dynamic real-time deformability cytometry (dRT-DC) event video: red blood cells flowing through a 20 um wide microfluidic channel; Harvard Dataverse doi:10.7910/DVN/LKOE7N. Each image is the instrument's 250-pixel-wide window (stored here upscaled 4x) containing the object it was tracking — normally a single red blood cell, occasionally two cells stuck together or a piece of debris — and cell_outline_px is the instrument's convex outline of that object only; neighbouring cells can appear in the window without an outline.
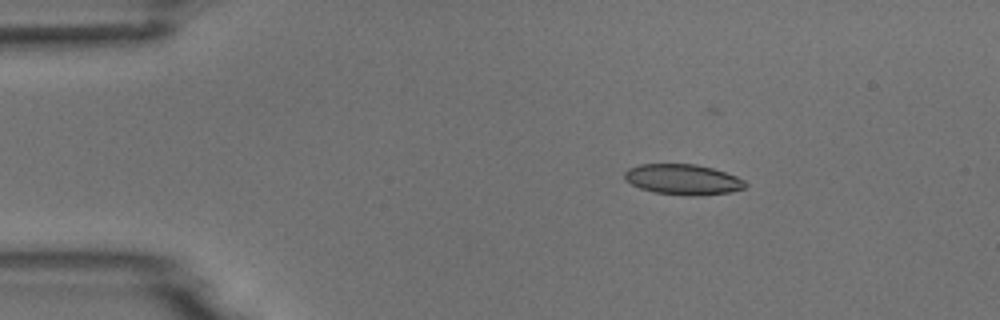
{"species": "common noctule bat (a hibernating species)", "species_latin": "Nyctalus noctula", "temperature_condition": "room temperature", "stored_images_in_passage": 3, "camera_frame_rate_fps": 3000, "um_per_image_px": 0.085, "animal": {"sex": "male", "body_mass_g": 18.8}, "frame": {"image": 1, "passage_image": 1, "time_ms": 0.0, "image_size_px": [1000, 320], "cell_outline_px": [[748, 184], [744, 188], [732, 192], [692, 196], [684, 196], [656, 192], [640, 188], [624, 180], [624, 172], [628, 168], [640, 164], [696, 164], [712, 168], [736, 176], [744, 180]], "centroid_in_image_um": [58.04, 15.25], "position_along_channel_um": 27.0, "area_um2": 21.5}}
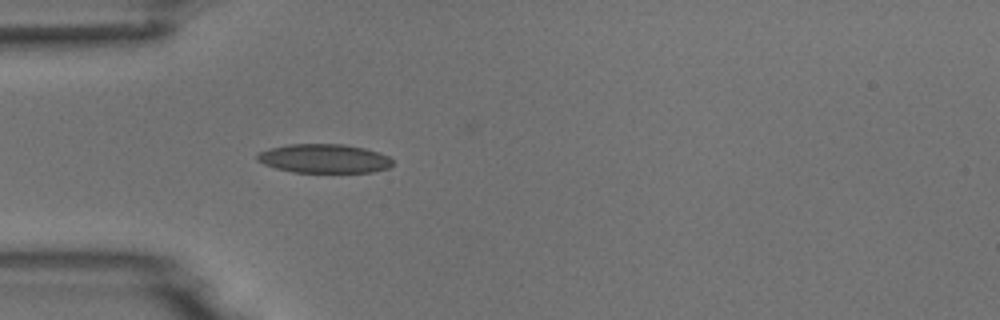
{"frame": {"image": 2, "passage_image": 3, "time_ms": 2.333, "image_size_px": [1000, 320], "cell_outline_px": [[392, 164], [388, 168], [372, 172], [292, 172], [276, 168], [264, 164], [256, 160], [256, 156], [260, 152], [272, 148], [288, 144], [344, 144], [364, 148], [380, 152], [388, 156], [392, 160]], "centroid_in_image_um": [27.56, 13.47], "position_along_channel_um": 57.4, "area_um2": 22.77}}